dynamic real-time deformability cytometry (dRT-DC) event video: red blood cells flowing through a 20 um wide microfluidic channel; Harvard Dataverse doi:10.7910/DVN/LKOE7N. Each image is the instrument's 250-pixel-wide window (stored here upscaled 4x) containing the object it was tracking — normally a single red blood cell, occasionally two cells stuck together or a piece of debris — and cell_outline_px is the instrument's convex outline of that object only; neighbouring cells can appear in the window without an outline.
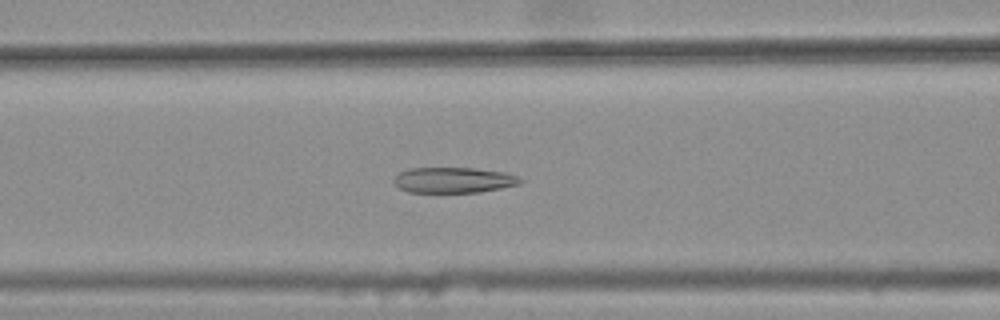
{"species": "common noctule bat (a hibernating species)", "species_latin": "Nyctalus noctula", "temperature_condition": "warm", "stored_images_in_passage": 31, "camera_frame_rate_fps": 3000, "um_per_image_px": 0.085, "animal": {"sex": "female", "body_mass_g": 25.1}, "frame": {"image": 1, "passage_image": 8, "time_ms": 2.333, "image_size_px": [1000, 320], "cell_outline_px": [[524, 180], [520, 184], [480, 192], [408, 192], [400, 188], [392, 180], [400, 172], [408, 168], [472, 168], [504, 172], [516, 176]], "centroid_in_image_um": [38.55, 15.3], "position_along_channel_um": 128.1, "area_um2": 18.73}}
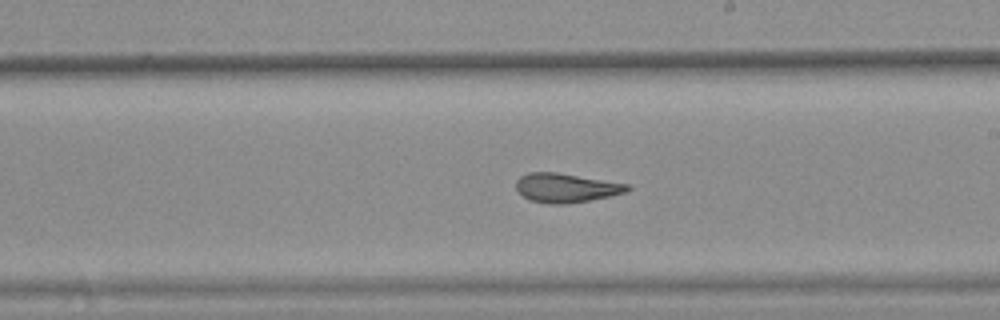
{"frame": {"image": 2, "passage_image": 17, "time_ms": 5.333, "image_size_px": [1000, 320], "cell_outline_px": [[632, 188], [624, 192], [608, 196], [588, 200], [564, 204], [548, 204], [528, 200], [516, 188], [516, 180], [520, 176], [528, 172], [556, 172], [632, 184]], "centroid_in_image_um": [48.11, 15.95], "position_along_channel_um": 240.9, "area_um2": 18.9}}
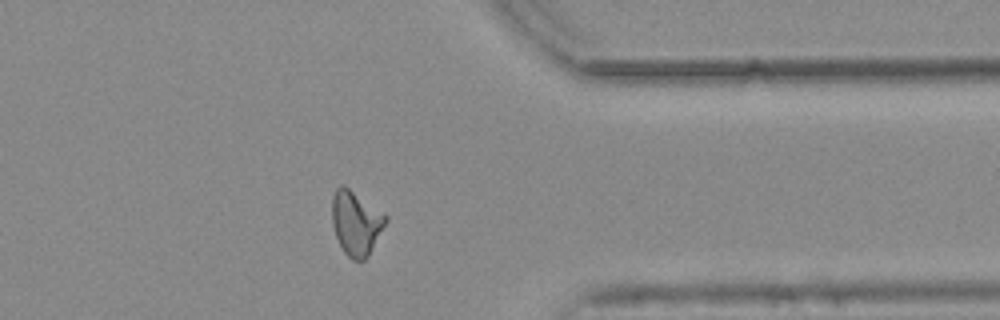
{"frame": {"image": 3, "passage_image": 29, "time_ms": 9.333, "image_size_px": [1000, 320], "cell_outline_px": [[388, 220], [368, 256], [364, 260], [352, 260], [344, 252], [336, 236], [332, 224], [332, 196], [336, 188], [340, 184], [344, 184], [388, 216]], "centroid_in_image_um": [30.25, 18.93], "position_along_channel_um": 381.1, "area_um2": 20.11}, "authors_computed_cell_mechanics": {"area_um2": 19.5364, "velocity_mm_per_s": 3.7674, "shape_relaxation_time_tau1_ms": null, "shape_relaxation_time_tau2_ms": 1.7665, "deformation_change_tau1": null, "deformation_change_tau2": 0.0943}}